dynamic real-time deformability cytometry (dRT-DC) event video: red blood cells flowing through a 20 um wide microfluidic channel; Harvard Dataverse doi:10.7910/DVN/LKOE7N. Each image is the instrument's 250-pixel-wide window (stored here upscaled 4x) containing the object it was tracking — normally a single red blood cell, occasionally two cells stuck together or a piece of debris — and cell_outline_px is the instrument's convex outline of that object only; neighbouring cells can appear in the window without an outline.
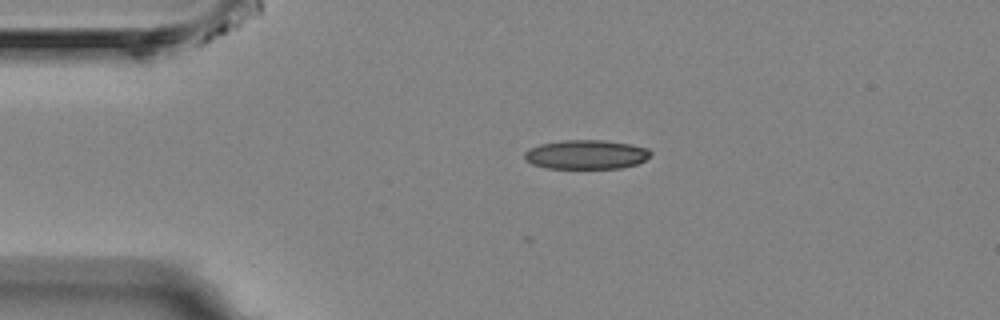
{"species": "Egyptian fruit bat (a non-hibernating species)", "species_latin": "Rousettus aegyptiacus", "temperature_condition": "room temperature", "stored_images_in_passage": 2, "camera_frame_rate_fps": 3000, "um_per_image_px": 0.085, "animal": {"sex": "female"}, "frame": {"image": 1, "passage_image": 1, "time_ms": 0.0, "image_size_px": [1000, 320], "cell_outline_px": [[652, 152], [644, 160], [636, 164], [620, 168], [544, 168], [532, 164], [524, 160], [524, 152], [528, 148], [540, 144], [560, 140], [604, 140], [632, 144], [648, 148]], "centroid_in_image_um": [49.78, 13.13], "position_along_channel_um": 35.2, "area_um2": 21.62}}